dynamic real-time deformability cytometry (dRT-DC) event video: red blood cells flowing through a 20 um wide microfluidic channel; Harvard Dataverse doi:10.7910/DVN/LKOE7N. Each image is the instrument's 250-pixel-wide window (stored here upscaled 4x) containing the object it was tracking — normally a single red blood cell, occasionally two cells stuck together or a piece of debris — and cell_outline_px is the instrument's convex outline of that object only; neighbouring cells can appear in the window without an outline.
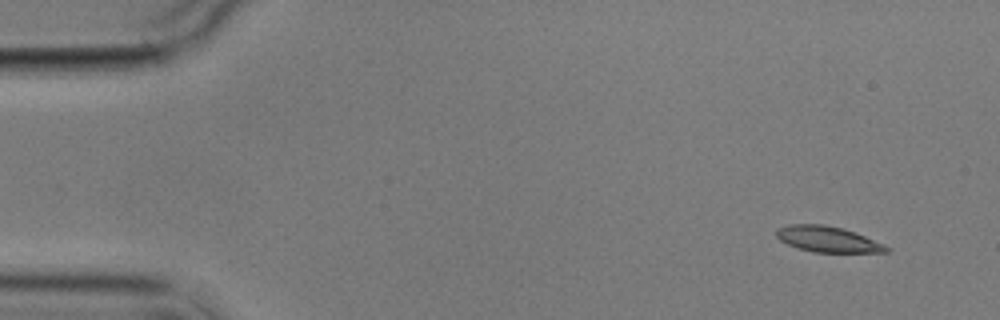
{"species": "common noctule bat (a hibernating species)", "species_latin": "Nyctalus noctula", "temperature_condition": "cold", "stored_images_in_passage": 6, "camera_frame_rate_fps": 3000, "um_per_image_px": 0.085, "animal": {"sex": "male", "body_mass_g": 17.9}, "frame": {"image": 1, "passage_image": 1, "time_ms": 0.0, "image_size_px": [1000, 320], "cell_outline_px": [[892, 248], [888, 252], [812, 252], [796, 248], [780, 240], [776, 236], [776, 228], [788, 224], [824, 224], [844, 228], [884, 244]], "centroid_in_image_um": [70.33, 20.33], "position_along_channel_um": 14.7, "area_um2": 16.65}}
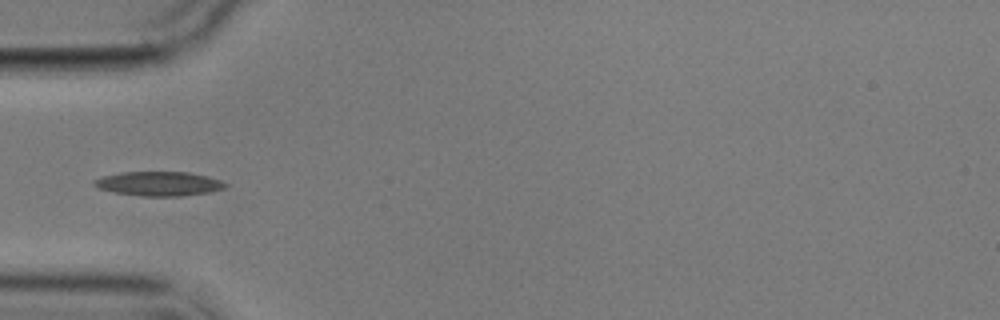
{"frame": {"image": 2, "passage_image": 5, "time_ms": 4.667, "image_size_px": [1000, 320], "cell_outline_px": [[228, 184], [224, 188], [208, 192], [180, 196], [140, 196], [116, 192], [96, 188], [92, 184], [92, 180], [104, 176], [120, 172], [188, 172], [220, 180]], "centroid_in_image_um": [13.45, 15.61], "position_along_channel_um": 71.6, "area_um2": 18.44}}
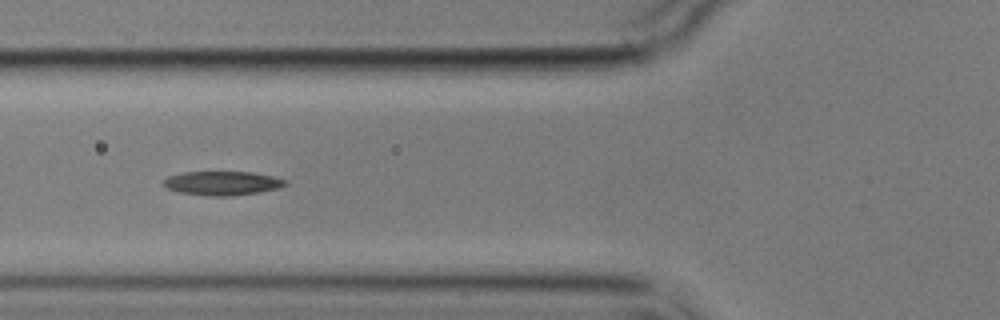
{"frame": {"image": 3, "passage_image": 6, "time_ms": 5.667, "image_size_px": [1000, 320], "cell_outline_px": [[288, 184], [280, 188], [260, 192], [232, 196], [208, 196], [180, 192], [168, 188], [160, 184], [168, 176], [184, 172], [252, 172], [272, 176], [288, 180]], "centroid_in_image_um": [18.93, 15.57], "position_along_channel_um": 106.9, "area_um2": 17.17}}